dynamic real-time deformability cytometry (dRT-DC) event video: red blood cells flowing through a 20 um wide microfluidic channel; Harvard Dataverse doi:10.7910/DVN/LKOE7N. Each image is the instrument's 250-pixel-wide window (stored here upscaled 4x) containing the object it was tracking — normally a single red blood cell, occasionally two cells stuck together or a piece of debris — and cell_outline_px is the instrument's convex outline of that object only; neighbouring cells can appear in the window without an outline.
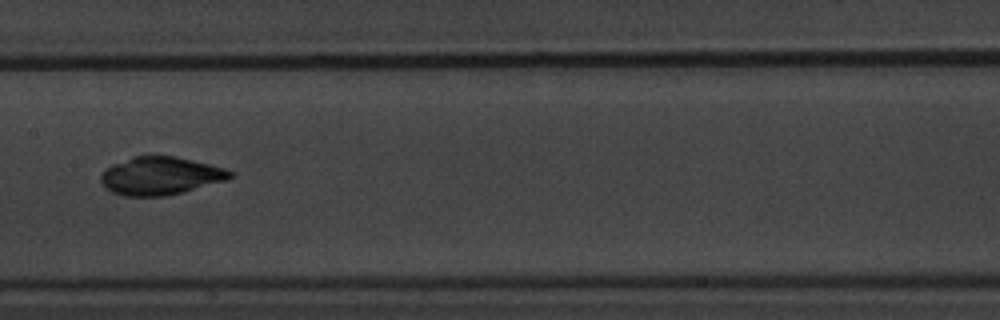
{"species": "common noctule bat (a hibernating species)", "species_latin": "Nyctalus noctula", "temperature_condition": "warm", "stored_images_in_passage": 9, "camera_frame_rate_fps": 3000, "um_per_image_px": 0.085, "animal": {"sex": "male", "body_mass_g": 20.1, "forearm_length_mm": 53.5}, "frame": {"image": 1, "passage_image": 8, "time_ms": 9.0, "image_size_px": [1000, 320], "cell_outline_px": [[232, 176], [228, 180], [184, 192], [164, 196], [124, 196], [112, 192], [104, 188], [100, 180], [100, 176], [104, 168], [112, 164], [132, 156], [176, 156], [224, 168], [232, 172]], "centroid_in_image_um": [13.6, 14.95], "position_along_channel_um": 193.8, "area_um2": 28.78}}